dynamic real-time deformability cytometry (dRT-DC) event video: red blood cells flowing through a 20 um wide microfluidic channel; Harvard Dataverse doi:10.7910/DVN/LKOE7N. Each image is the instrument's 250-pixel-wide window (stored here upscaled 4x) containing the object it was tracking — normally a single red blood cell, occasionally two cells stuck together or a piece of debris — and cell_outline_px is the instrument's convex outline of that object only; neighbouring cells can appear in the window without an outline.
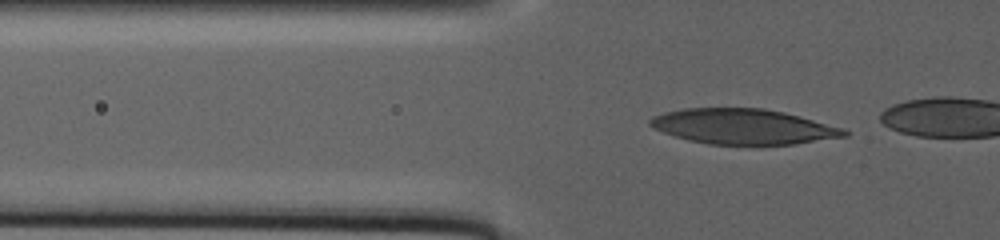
{"species": "human", "species_latin": "Homo sapiens", "temperature_condition": "warm", "stored_images_in_passage": 55, "camera_frame_rate_fps": 3000, "um_per_image_px": 0.085, "donor": {"sex": "male"}, "frame": {"image": 1, "passage_image": 47, "time_ms": 12.0, "image_size_px": [1000, 240], "cell_outline_px": [[848, 136], [796, 144], [708, 144], [688, 140], [652, 128], [648, 124], [648, 120], [652, 116], [664, 112], [684, 108], [764, 108], [784, 112], [844, 128], [848, 132]], "centroid_in_image_um": [63.16, 10.75], "position_along_channel_um": 62.6, "area_um2": 39.88}}